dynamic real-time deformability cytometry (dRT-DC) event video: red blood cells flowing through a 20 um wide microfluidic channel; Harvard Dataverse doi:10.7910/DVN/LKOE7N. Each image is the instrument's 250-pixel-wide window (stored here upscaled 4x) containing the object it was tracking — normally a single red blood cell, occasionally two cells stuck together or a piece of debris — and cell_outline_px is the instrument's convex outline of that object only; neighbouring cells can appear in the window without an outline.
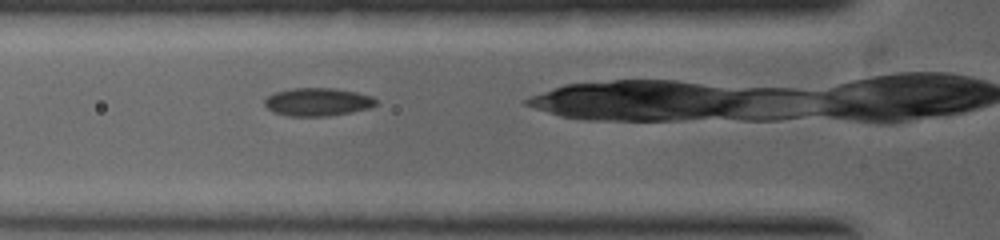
{"species": "common noctule bat (a hibernating species)", "species_latin": "Nyctalus noctula", "temperature_condition": "warm", "stored_images_in_passage": 11, "camera_frame_rate_fps": 5000, "um_per_image_px": 0.085, "animal": {"sex": "female", "body_mass_g": 19.0, "forearm_length_mm": 53.3}, "frame": {"image": 1, "passage_image": 2, "time_ms": 0.4, "image_size_px": [1000, 240], "cell_outline_px": [[376, 104], [368, 108], [352, 112], [328, 116], [288, 116], [272, 112], [264, 104], [264, 100], [268, 96], [276, 92], [292, 88], [336, 88], [356, 92], [372, 96], [376, 100]], "centroid_in_image_um": [26.98, 8.66], "position_along_channel_um": 98.8, "area_um2": 18.21}}
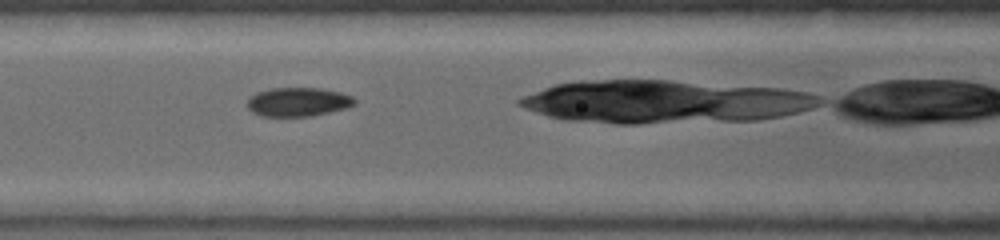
{"frame": {"image": 2, "passage_image": 4, "time_ms": 1.0, "image_size_px": [1000, 240], "cell_outline_px": [[356, 104], [348, 108], [312, 116], [260, 116], [252, 112], [248, 108], [248, 96], [256, 92], [268, 88], [320, 88], [340, 92], [352, 96], [356, 100]], "centroid_in_image_um": [25.33, 8.66], "position_along_channel_um": 141.3, "area_um2": 18.32}}